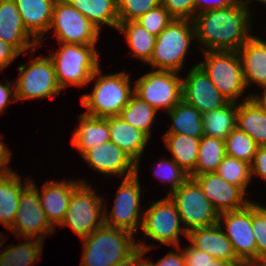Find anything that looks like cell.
<instances>
[{
    "label": "cell",
    "instance_id": "cell-1",
    "mask_svg": "<svg viewBox=\"0 0 266 266\" xmlns=\"http://www.w3.org/2000/svg\"><path fill=\"white\" fill-rule=\"evenodd\" d=\"M249 14L250 12L237 2L232 6L195 15V37L203 44L204 52L238 51L251 37Z\"/></svg>",
    "mask_w": 266,
    "mask_h": 266
},
{
    "label": "cell",
    "instance_id": "cell-2",
    "mask_svg": "<svg viewBox=\"0 0 266 266\" xmlns=\"http://www.w3.org/2000/svg\"><path fill=\"white\" fill-rule=\"evenodd\" d=\"M134 234L103 225L82 239L81 266H115L131 259L139 250Z\"/></svg>",
    "mask_w": 266,
    "mask_h": 266
},
{
    "label": "cell",
    "instance_id": "cell-3",
    "mask_svg": "<svg viewBox=\"0 0 266 266\" xmlns=\"http://www.w3.org/2000/svg\"><path fill=\"white\" fill-rule=\"evenodd\" d=\"M60 45L61 48L49 57L53 62L57 83L61 89L68 85L85 86L102 73L96 45L71 43H60Z\"/></svg>",
    "mask_w": 266,
    "mask_h": 266
},
{
    "label": "cell",
    "instance_id": "cell-4",
    "mask_svg": "<svg viewBox=\"0 0 266 266\" xmlns=\"http://www.w3.org/2000/svg\"><path fill=\"white\" fill-rule=\"evenodd\" d=\"M192 38H196L193 20L174 19L156 37L153 53L147 64L156 70L179 73L186 61Z\"/></svg>",
    "mask_w": 266,
    "mask_h": 266
},
{
    "label": "cell",
    "instance_id": "cell-5",
    "mask_svg": "<svg viewBox=\"0 0 266 266\" xmlns=\"http://www.w3.org/2000/svg\"><path fill=\"white\" fill-rule=\"evenodd\" d=\"M130 83L125 72L99 76L91 94L81 98V105L87 108L85 114L101 118L118 116L134 94Z\"/></svg>",
    "mask_w": 266,
    "mask_h": 266
},
{
    "label": "cell",
    "instance_id": "cell-6",
    "mask_svg": "<svg viewBox=\"0 0 266 266\" xmlns=\"http://www.w3.org/2000/svg\"><path fill=\"white\" fill-rule=\"evenodd\" d=\"M204 55L197 65L229 102H237L247 88L237 51H205Z\"/></svg>",
    "mask_w": 266,
    "mask_h": 266
},
{
    "label": "cell",
    "instance_id": "cell-7",
    "mask_svg": "<svg viewBox=\"0 0 266 266\" xmlns=\"http://www.w3.org/2000/svg\"><path fill=\"white\" fill-rule=\"evenodd\" d=\"M168 196L175 203L187 233L218 223L219 213L193 178H188Z\"/></svg>",
    "mask_w": 266,
    "mask_h": 266
},
{
    "label": "cell",
    "instance_id": "cell-8",
    "mask_svg": "<svg viewBox=\"0 0 266 266\" xmlns=\"http://www.w3.org/2000/svg\"><path fill=\"white\" fill-rule=\"evenodd\" d=\"M92 190L91 186L82 180L70 197L65 219L60 225H68L81 239L104 225L103 201Z\"/></svg>",
    "mask_w": 266,
    "mask_h": 266
},
{
    "label": "cell",
    "instance_id": "cell-9",
    "mask_svg": "<svg viewBox=\"0 0 266 266\" xmlns=\"http://www.w3.org/2000/svg\"><path fill=\"white\" fill-rule=\"evenodd\" d=\"M58 43L96 45L100 30L66 0H56L49 30Z\"/></svg>",
    "mask_w": 266,
    "mask_h": 266
},
{
    "label": "cell",
    "instance_id": "cell-10",
    "mask_svg": "<svg viewBox=\"0 0 266 266\" xmlns=\"http://www.w3.org/2000/svg\"><path fill=\"white\" fill-rule=\"evenodd\" d=\"M143 213L141 226L143 233L151 240L168 244L180 251V234L187 237L188 233L180 226L181 217L170 197L167 196L155 203L151 202L150 208Z\"/></svg>",
    "mask_w": 266,
    "mask_h": 266
},
{
    "label": "cell",
    "instance_id": "cell-11",
    "mask_svg": "<svg viewBox=\"0 0 266 266\" xmlns=\"http://www.w3.org/2000/svg\"><path fill=\"white\" fill-rule=\"evenodd\" d=\"M182 80L178 72L153 70L139 78L133 90L156 111L168 112L182 100Z\"/></svg>",
    "mask_w": 266,
    "mask_h": 266
},
{
    "label": "cell",
    "instance_id": "cell-12",
    "mask_svg": "<svg viewBox=\"0 0 266 266\" xmlns=\"http://www.w3.org/2000/svg\"><path fill=\"white\" fill-rule=\"evenodd\" d=\"M20 65V76L14 82L16 100L50 98L61 92L53 62L49 56L36 57L30 65Z\"/></svg>",
    "mask_w": 266,
    "mask_h": 266
},
{
    "label": "cell",
    "instance_id": "cell-13",
    "mask_svg": "<svg viewBox=\"0 0 266 266\" xmlns=\"http://www.w3.org/2000/svg\"><path fill=\"white\" fill-rule=\"evenodd\" d=\"M138 172L139 170H136L135 175L124 178L121 182L112 211L110 213L104 211V225L133 234L141 229L144 213L140 216L141 188Z\"/></svg>",
    "mask_w": 266,
    "mask_h": 266
},
{
    "label": "cell",
    "instance_id": "cell-14",
    "mask_svg": "<svg viewBox=\"0 0 266 266\" xmlns=\"http://www.w3.org/2000/svg\"><path fill=\"white\" fill-rule=\"evenodd\" d=\"M18 205L14 223L9 229L17 238L23 235L24 238H36L43 241L41 235H49L56 231L43 211L38 190L31 183L22 190Z\"/></svg>",
    "mask_w": 266,
    "mask_h": 266
},
{
    "label": "cell",
    "instance_id": "cell-15",
    "mask_svg": "<svg viewBox=\"0 0 266 266\" xmlns=\"http://www.w3.org/2000/svg\"><path fill=\"white\" fill-rule=\"evenodd\" d=\"M218 224L227 230L224 233L242 263L256 258V240L252 231V201L243 209L220 213Z\"/></svg>",
    "mask_w": 266,
    "mask_h": 266
},
{
    "label": "cell",
    "instance_id": "cell-16",
    "mask_svg": "<svg viewBox=\"0 0 266 266\" xmlns=\"http://www.w3.org/2000/svg\"><path fill=\"white\" fill-rule=\"evenodd\" d=\"M182 99L202 114L224 107L229 103V100L219 92L197 64L182 80Z\"/></svg>",
    "mask_w": 266,
    "mask_h": 266
},
{
    "label": "cell",
    "instance_id": "cell-17",
    "mask_svg": "<svg viewBox=\"0 0 266 266\" xmlns=\"http://www.w3.org/2000/svg\"><path fill=\"white\" fill-rule=\"evenodd\" d=\"M193 179L219 214L243 209L250 203L240 187L224 181L217 172L196 175Z\"/></svg>",
    "mask_w": 266,
    "mask_h": 266
},
{
    "label": "cell",
    "instance_id": "cell-18",
    "mask_svg": "<svg viewBox=\"0 0 266 266\" xmlns=\"http://www.w3.org/2000/svg\"><path fill=\"white\" fill-rule=\"evenodd\" d=\"M82 158L102 174H114L124 178L136 174V161L111 141L89 149Z\"/></svg>",
    "mask_w": 266,
    "mask_h": 266
},
{
    "label": "cell",
    "instance_id": "cell-19",
    "mask_svg": "<svg viewBox=\"0 0 266 266\" xmlns=\"http://www.w3.org/2000/svg\"><path fill=\"white\" fill-rule=\"evenodd\" d=\"M75 181H45V184H43L42 187V194H40L38 187L35 186L34 181H30V183L38 190L43 211L47 220L54 228L56 227V224L61 225L64 221L70 197L73 191L82 183V179Z\"/></svg>",
    "mask_w": 266,
    "mask_h": 266
},
{
    "label": "cell",
    "instance_id": "cell-20",
    "mask_svg": "<svg viewBox=\"0 0 266 266\" xmlns=\"http://www.w3.org/2000/svg\"><path fill=\"white\" fill-rule=\"evenodd\" d=\"M25 29L14 0H0V39L13 46L20 54L29 48L36 50L39 43ZM31 39V41H30Z\"/></svg>",
    "mask_w": 266,
    "mask_h": 266
},
{
    "label": "cell",
    "instance_id": "cell-21",
    "mask_svg": "<svg viewBox=\"0 0 266 266\" xmlns=\"http://www.w3.org/2000/svg\"><path fill=\"white\" fill-rule=\"evenodd\" d=\"M191 245L196 249L209 253L215 259L241 262L235 255L224 229L218 223L191 230L187 234Z\"/></svg>",
    "mask_w": 266,
    "mask_h": 266
},
{
    "label": "cell",
    "instance_id": "cell-22",
    "mask_svg": "<svg viewBox=\"0 0 266 266\" xmlns=\"http://www.w3.org/2000/svg\"><path fill=\"white\" fill-rule=\"evenodd\" d=\"M27 32L39 45L49 31L56 0H14ZM41 39V40H40Z\"/></svg>",
    "mask_w": 266,
    "mask_h": 266
},
{
    "label": "cell",
    "instance_id": "cell-23",
    "mask_svg": "<svg viewBox=\"0 0 266 266\" xmlns=\"http://www.w3.org/2000/svg\"><path fill=\"white\" fill-rule=\"evenodd\" d=\"M246 87L250 83L266 87V41L251 36L237 51Z\"/></svg>",
    "mask_w": 266,
    "mask_h": 266
},
{
    "label": "cell",
    "instance_id": "cell-24",
    "mask_svg": "<svg viewBox=\"0 0 266 266\" xmlns=\"http://www.w3.org/2000/svg\"><path fill=\"white\" fill-rule=\"evenodd\" d=\"M109 126L110 141L125 151L136 161L138 170L139 159L144 152L149 137L142 131L123 121L119 116L106 117Z\"/></svg>",
    "mask_w": 266,
    "mask_h": 266
},
{
    "label": "cell",
    "instance_id": "cell-25",
    "mask_svg": "<svg viewBox=\"0 0 266 266\" xmlns=\"http://www.w3.org/2000/svg\"><path fill=\"white\" fill-rule=\"evenodd\" d=\"M78 119L80 124L74 131L71 143L81 156L96 145L110 141L106 118L93 117L83 113Z\"/></svg>",
    "mask_w": 266,
    "mask_h": 266
},
{
    "label": "cell",
    "instance_id": "cell-26",
    "mask_svg": "<svg viewBox=\"0 0 266 266\" xmlns=\"http://www.w3.org/2000/svg\"><path fill=\"white\" fill-rule=\"evenodd\" d=\"M236 127L251 137L258 146H266V113L251 96L237 105Z\"/></svg>",
    "mask_w": 266,
    "mask_h": 266
},
{
    "label": "cell",
    "instance_id": "cell-27",
    "mask_svg": "<svg viewBox=\"0 0 266 266\" xmlns=\"http://www.w3.org/2000/svg\"><path fill=\"white\" fill-rule=\"evenodd\" d=\"M21 179L13 170L0 178V223L7 229L14 223L21 192L30 183L27 179L23 184Z\"/></svg>",
    "mask_w": 266,
    "mask_h": 266
},
{
    "label": "cell",
    "instance_id": "cell-28",
    "mask_svg": "<svg viewBox=\"0 0 266 266\" xmlns=\"http://www.w3.org/2000/svg\"><path fill=\"white\" fill-rule=\"evenodd\" d=\"M164 142L173 160L190 176L195 170L200 139L184 134H164Z\"/></svg>",
    "mask_w": 266,
    "mask_h": 266
},
{
    "label": "cell",
    "instance_id": "cell-29",
    "mask_svg": "<svg viewBox=\"0 0 266 266\" xmlns=\"http://www.w3.org/2000/svg\"><path fill=\"white\" fill-rule=\"evenodd\" d=\"M172 126L166 134H184L200 139L203 134V114L183 99L167 112Z\"/></svg>",
    "mask_w": 266,
    "mask_h": 266
},
{
    "label": "cell",
    "instance_id": "cell-30",
    "mask_svg": "<svg viewBox=\"0 0 266 266\" xmlns=\"http://www.w3.org/2000/svg\"><path fill=\"white\" fill-rule=\"evenodd\" d=\"M99 30L106 24L117 29L119 24L117 0H66Z\"/></svg>",
    "mask_w": 266,
    "mask_h": 266
},
{
    "label": "cell",
    "instance_id": "cell-31",
    "mask_svg": "<svg viewBox=\"0 0 266 266\" xmlns=\"http://www.w3.org/2000/svg\"><path fill=\"white\" fill-rule=\"evenodd\" d=\"M229 102L224 107L203 114V134L225 140L236 128L237 105Z\"/></svg>",
    "mask_w": 266,
    "mask_h": 266
},
{
    "label": "cell",
    "instance_id": "cell-32",
    "mask_svg": "<svg viewBox=\"0 0 266 266\" xmlns=\"http://www.w3.org/2000/svg\"><path fill=\"white\" fill-rule=\"evenodd\" d=\"M116 30L126 36L133 56L144 63L150 61L157 36L152 35L136 21L119 22Z\"/></svg>",
    "mask_w": 266,
    "mask_h": 266
},
{
    "label": "cell",
    "instance_id": "cell-33",
    "mask_svg": "<svg viewBox=\"0 0 266 266\" xmlns=\"http://www.w3.org/2000/svg\"><path fill=\"white\" fill-rule=\"evenodd\" d=\"M226 156L225 140L203 135L200 138L198 158L194 172L189 176L216 172Z\"/></svg>",
    "mask_w": 266,
    "mask_h": 266
},
{
    "label": "cell",
    "instance_id": "cell-34",
    "mask_svg": "<svg viewBox=\"0 0 266 266\" xmlns=\"http://www.w3.org/2000/svg\"><path fill=\"white\" fill-rule=\"evenodd\" d=\"M27 239V240H26ZM26 241L9 247L0 253V266H30L42 253L43 241L36 238H25ZM4 242L0 240V247Z\"/></svg>",
    "mask_w": 266,
    "mask_h": 266
},
{
    "label": "cell",
    "instance_id": "cell-35",
    "mask_svg": "<svg viewBox=\"0 0 266 266\" xmlns=\"http://www.w3.org/2000/svg\"><path fill=\"white\" fill-rule=\"evenodd\" d=\"M156 113L152 106L133 94L118 116L150 138L151 125Z\"/></svg>",
    "mask_w": 266,
    "mask_h": 266
},
{
    "label": "cell",
    "instance_id": "cell-36",
    "mask_svg": "<svg viewBox=\"0 0 266 266\" xmlns=\"http://www.w3.org/2000/svg\"><path fill=\"white\" fill-rule=\"evenodd\" d=\"M216 172L224 181L238 186L246 192L247 185L251 180L250 164L226 155Z\"/></svg>",
    "mask_w": 266,
    "mask_h": 266
},
{
    "label": "cell",
    "instance_id": "cell-37",
    "mask_svg": "<svg viewBox=\"0 0 266 266\" xmlns=\"http://www.w3.org/2000/svg\"><path fill=\"white\" fill-rule=\"evenodd\" d=\"M258 145L237 127L225 139L226 155L251 164Z\"/></svg>",
    "mask_w": 266,
    "mask_h": 266
},
{
    "label": "cell",
    "instance_id": "cell-38",
    "mask_svg": "<svg viewBox=\"0 0 266 266\" xmlns=\"http://www.w3.org/2000/svg\"><path fill=\"white\" fill-rule=\"evenodd\" d=\"M119 22L136 21L149 10L161 4V0H117Z\"/></svg>",
    "mask_w": 266,
    "mask_h": 266
},
{
    "label": "cell",
    "instance_id": "cell-39",
    "mask_svg": "<svg viewBox=\"0 0 266 266\" xmlns=\"http://www.w3.org/2000/svg\"><path fill=\"white\" fill-rule=\"evenodd\" d=\"M175 18L160 4L136 20L152 35L158 36Z\"/></svg>",
    "mask_w": 266,
    "mask_h": 266
},
{
    "label": "cell",
    "instance_id": "cell-40",
    "mask_svg": "<svg viewBox=\"0 0 266 266\" xmlns=\"http://www.w3.org/2000/svg\"><path fill=\"white\" fill-rule=\"evenodd\" d=\"M252 231L256 240V257H266V207L252 202Z\"/></svg>",
    "mask_w": 266,
    "mask_h": 266
},
{
    "label": "cell",
    "instance_id": "cell-41",
    "mask_svg": "<svg viewBox=\"0 0 266 266\" xmlns=\"http://www.w3.org/2000/svg\"><path fill=\"white\" fill-rule=\"evenodd\" d=\"M155 175L161 178L162 183L166 181L172 184L171 190L167 196L189 178V175L184 172L173 159L171 161L158 162L155 169Z\"/></svg>",
    "mask_w": 266,
    "mask_h": 266
},
{
    "label": "cell",
    "instance_id": "cell-42",
    "mask_svg": "<svg viewBox=\"0 0 266 266\" xmlns=\"http://www.w3.org/2000/svg\"><path fill=\"white\" fill-rule=\"evenodd\" d=\"M161 5L175 19L193 20L196 15L194 0H161Z\"/></svg>",
    "mask_w": 266,
    "mask_h": 266
},
{
    "label": "cell",
    "instance_id": "cell-43",
    "mask_svg": "<svg viewBox=\"0 0 266 266\" xmlns=\"http://www.w3.org/2000/svg\"><path fill=\"white\" fill-rule=\"evenodd\" d=\"M185 266H204L215 258L207 252L196 249L190 244L187 248H182Z\"/></svg>",
    "mask_w": 266,
    "mask_h": 266
},
{
    "label": "cell",
    "instance_id": "cell-44",
    "mask_svg": "<svg viewBox=\"0 0 266 266\" xmlns=\"http://www.w3.org/2000/svg\"><path fill=\"white\" fill-rule=\"evenodd\" d=\"M250 168L251 176L257 175L266 181V146H258Z\"/></svg>",
    "mask_w": 266,
    "mask_h": 266
},
{
    "label": "cell",
    "instance_id": "cell-45",
    "mask_svg": "<svg viewBox=\"0 0 266 266\" xmlns=\"http://www.w3.org/2000/svg\"><path fill=\"white\" fill-rule=\"evenodd\" d=\"M196 15L209 10L225 8L237 3V0H194Z\"/></svg>",
    "mask_w": 266,
    "mask_h": 266
},
{
    "label": "cell",
    "instance_id": "cell-46",
    "mask_svg": "<svg viewBox=\"0 0 266 266\" xmlns=\"http://www.w3.org/2000/svg\"><path fill=\"white\" fill-rule=\"evenodd\" d=\"M20 53L10 44L0 39V71L11 64Z\"/></svg>",
    "mask_w": 266,
    "mask_h": 266
},
{
    "label": "cell",
    "instance_id": "cell-47",
    "mask_svg": "<svg viewBox=\"0 0 266 266\" xmlns=\"http://www.w3.org/2000/svg\"><path fill=\"white\" fill-rule=\"evenodd\" d=\"M6 85H2L0 83V114L5 111L4 109L7 108L8 103L16 100V91L15 88L12 89V85L10 81H6ZM11 102L9 99H11Z\"/></svg>",
    "mask_w": 266,
    "mask_h": 266
},
{
    "label": "cell",
    "instance_id": "cell-48",
    "mask_svg": "<svg viewBox=\"0 0 266 266\" xmlns=\"http://www.w3.org/2000/svg\"><path fill=\"white\" fill-rule=\"evenodd\" d=\"M156 266H185L182 250L167 253L156 263Z\"/></svg>",
    "mask_w": 266,
    "mask_h": 266
},
{
    "label": "cell",
    "instance_id": "cell-49",
    "mask_svg": "<svg viewBox=\"0 0 266 266\" xmlns=\"http://www.w3.org/2000/svg\"><path fill=\"white\" fill-rule=\"evenodd\" d=\"M2 136H0V139ZM11 160V151L6 148L5 144L0 142V178L5 176L11 169L7 164Z\"/></svg>",
    "mask_w": 266,
    "mask_h": 266
},
{
    "label": "cell",
    "instance_id": "cell-50",
    "mask_svg": "<svg viewBox=\"0 0 266 266\" xmlns=\"http://www.w3.org/2000/svg\"><path fill=\"white\" fill-rule=\"evenodd\" d=\"M137 245L139 250L135 253V266H156L154 262H148V259H144L145 253L150 250L151 246L145 243H137Z\"/></svg>",
    "mask_w": 266,
    "mask_h": 266
},
{
    "label": "cell",
    "instance_id": "cell-51",
    "mask_svg": "<svg viewBox=\"0 0 266 266\" xmlns=\"http://www.w3.org/2000/svg\"><path fill=\"white\" fill-rule=\"evenodd\" d=\"M242 262L226 261L221 259H214L204 266H242Z\"/></svg>",
    "mask_w": 266,
    "mask_h": 266
},
{
    "label": "cell",
    "instance_id": "cell-52",
    "mask_svg": "<svg viewBox=\"0 0 266 266\" xmlns=\"http://www.w3.org/2000/svg\"><path fill=\"white\" fill-rule=\"evenodd\" d=\"M263 96H253L251 95V99H253L257 105L266 113V87H263Z\"/></svg>",
    "mask_w": 266,
    "mask_h": 266
},
{
    "label": "cell",
    "instance_id": "cell-53",
    "mask_svg": "<svg viewBox=\"0 0 266 266\" xmlns=\"http://www.w3.org/2000/svg\"><path fill=\"white\" fill-rule=\"evenodd\" d=\"M242 266H266V257H256L243 263Z\"/></svg>",
    "mask_w": 266,
    "mask_h": 266
},
{
    "label": "cell",
    "instance_id": "cell-54",
    "mask_svg": "<svg viewBox=\"0 0 266 266\" xmlns=\"http://www.w3.org/2000/svg\"><path fill=\"white\" fill-rule=\"evenodd\" d=\"M253 1V0H252ZM258 2H262L263 4H266V0H256ZM237 2L242 5L245 9L249 11L248 4L251 2V0H237Z\"/></svg>",
    "mask_w": 266,
    "mask_h": 266
},
{
    "label": "cell",
    "instance_id": "cell-55",
    "mask_svg": "<svg viewBox=\"0 0 266 266\" xmlns=\"http://www.w3.org/2000/svg\"><path fill=\"white\" fill-rule=\"evenodd\" d=\"M115 266H135V254L128 261L121 263V264H118V265H115Z\"/></svg>",
    "mask_w": 266,
    "mask_h": 266
}]
</instances>
